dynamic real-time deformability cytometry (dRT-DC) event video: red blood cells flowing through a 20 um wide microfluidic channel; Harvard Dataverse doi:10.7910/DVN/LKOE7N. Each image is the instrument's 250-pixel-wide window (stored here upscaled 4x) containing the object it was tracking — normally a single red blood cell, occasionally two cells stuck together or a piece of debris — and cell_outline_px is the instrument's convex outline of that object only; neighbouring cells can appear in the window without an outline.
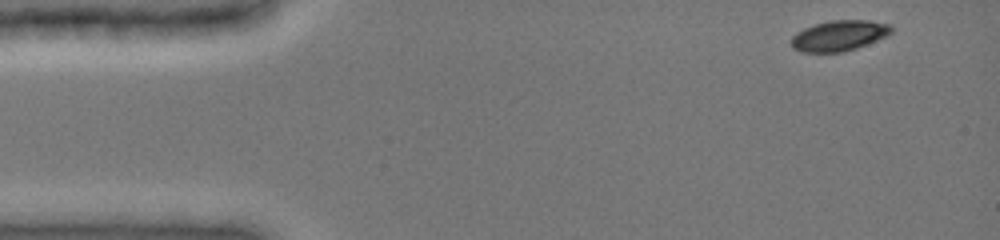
{"species": "common noctule bat (a hibernating species)", "species_latin": "Nyctalus noctula", "temperature_condition": "cold", "stored_images_in_passage": 101, "camera_frame_rate_fps": 3000, "um_per_image_px": 0.085, "animal": {"sex": "female", "body_mass_g": 19.0, "forearm_length_mm": 51.5}, "frame": {"image": 1, "passage_image": 1, "time_ms": 0.0, "image_size_px": [1000, 240], "cell_outline_px": [[892, 32], [876, 40], [856, 48], [844, 52], [804, 52], [792, 48], [792, 36], [796, 32], [804, 28], [816, 24], [832, 20], [868, 20], [892, 24]], "centroid_in_image_um": [71.32, 3.02], "position_along_channel_um": 13.7, "area_um2": 17.69}}
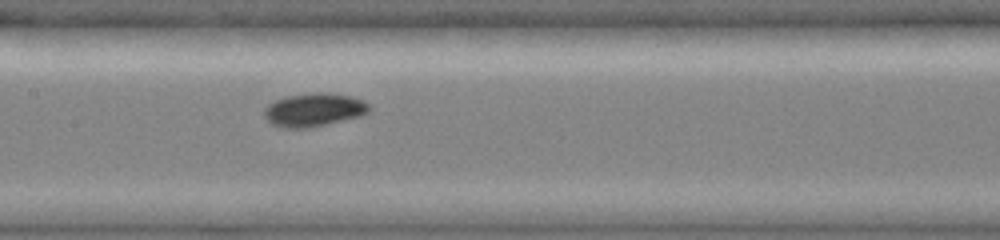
{"frame": {"image": 2, "passage_image": 51, "time_ms": 6.667, "image_size_px": [1000, 240], "cell_outline_px": [[372, 108], [368, 112], [360, 116], [344, 120], [308, 128], [284, 128], [272, 124], [264, 116], [264, 108], [268, 104], [276, 100], [288, 96], [312, 92], [328, 92], [348, 96], [364, 100]], "centroid_in_image_um": [26.69, 9.33], "position_along_channel_um": 180.7, "area_um2": 20.4}}
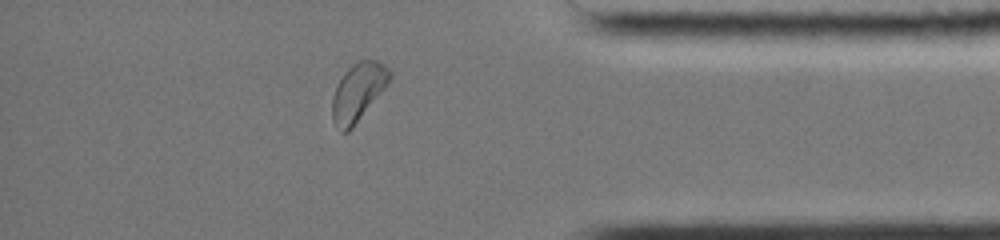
{"frame": {"image": 3, "passage_image": 88, "time_ms": 12.667, "image_size_px": [1000, 240], "cell_outline_px": [[392, 76], [384, 88], [352, 128], [348, 132], [340, 132], [332, 120], [332, 100], [336, 88], [344, 72], [352, 64], [360, 60], [376, 60], [384, 64], [392, 72]], "centroid_in_image_um": [30.43, 7.82], "position_along_channel_um": 404.8, "area_um2": 19.07}, "authors_computed_cell_mechanics": {"area_um2": 19.0162, "velocity_mm_per_s": 3.9274, "shape_relaxation_time_tau1_ms": 1.817, "shape_relaxation_time_tau2_ms": null, "deformation_change_tau1": 0.0702, "deformation_change_tau2": null}}